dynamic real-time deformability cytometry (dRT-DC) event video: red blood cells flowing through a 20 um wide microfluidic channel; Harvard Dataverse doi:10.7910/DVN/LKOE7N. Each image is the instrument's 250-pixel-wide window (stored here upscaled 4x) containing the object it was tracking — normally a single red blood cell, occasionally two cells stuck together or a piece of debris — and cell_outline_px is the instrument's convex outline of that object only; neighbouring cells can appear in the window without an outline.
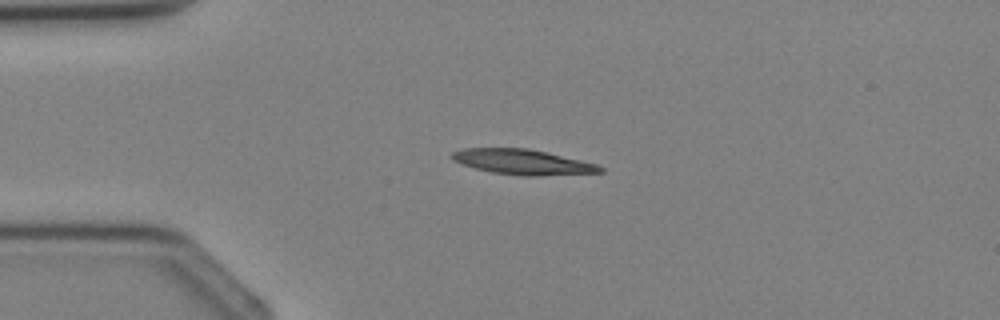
{"species": "Egyptian fruit bat (a non-hibernating species)", "species_latin": "Rousettus aegyptiacus", "temperature_condition": "cold", "stored_images_in_passage": 2, "camera_frame_rate_fps": 3000, "um_per_image_px": 0.085, "animal": {"sex": "female"}, "frame": {"image": 1, "passage_image": 2, "time_ms": 1.333, "image_size_px": [1000, 320], "cell_outline_px": [[604, 172], [536, 176], [524, 176], [492, 172], [476, 168], [452, 160], [448, 156], [452, 152], [464, 148], [528, 148], [548, 152], [596, 164], [604, 168]], "centroid_in_image_um": [44.42, 13.76], "position_along_channel_um": 40.6, "area_um2": 21.68}}